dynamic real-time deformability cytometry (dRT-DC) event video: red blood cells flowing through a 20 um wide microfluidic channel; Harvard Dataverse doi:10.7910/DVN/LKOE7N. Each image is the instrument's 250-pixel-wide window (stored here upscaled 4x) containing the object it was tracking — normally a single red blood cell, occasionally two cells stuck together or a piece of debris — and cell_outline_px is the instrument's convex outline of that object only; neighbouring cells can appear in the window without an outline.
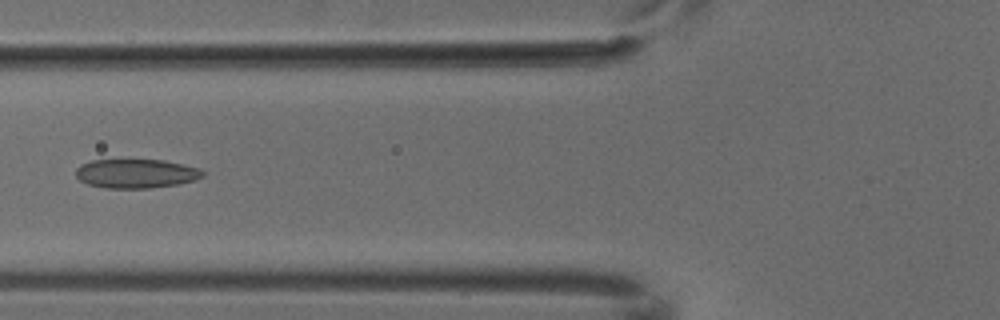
{"species": "common noctule bat (a hibernating species)", "species_latin": "Nyctalus noctula", "temperature_condition": "cold", "stored_images_in_passage": 5, "camera_frame_rate_fps": 3000, "um_per_image_px": 0.085, "animal": {"sex": "male", "body_mass_g": 18.8}, "frame": {"image": 1, "passage_image": 5, "time_ms": 1.333, "image_size_px": [1000, 320], "cell_outline_px": [[204, 176], [196, 180], [180, 184], [148, 188], [104, 188], [88, 184], [80, 180], [76, 176], [76, 168], [80, 164], [92, 160], [164, 160], [200, 168], [204, 172]], "centroid_in_image_um": [11.58, 14.75], "position_along_channel_um": 114.2, "area_um2": 21.62}}